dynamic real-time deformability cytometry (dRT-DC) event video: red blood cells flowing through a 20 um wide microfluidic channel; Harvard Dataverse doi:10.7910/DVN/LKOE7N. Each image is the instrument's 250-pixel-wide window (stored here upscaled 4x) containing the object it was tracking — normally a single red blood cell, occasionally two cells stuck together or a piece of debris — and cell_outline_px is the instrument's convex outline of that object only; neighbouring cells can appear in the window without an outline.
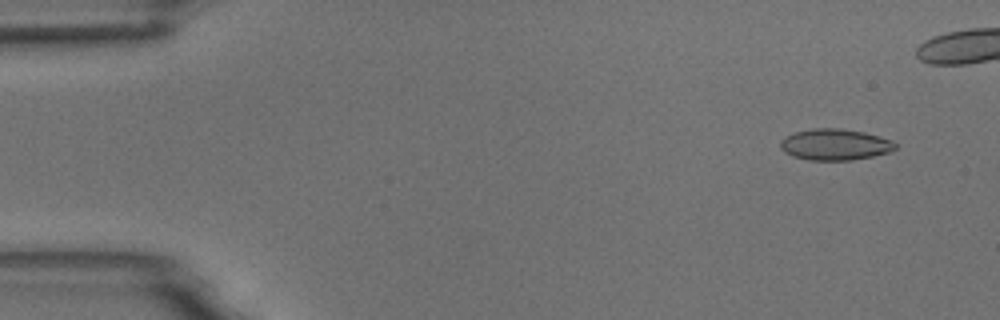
{"species": "common noctule bat (a hibernating species)", "species_latin": "Nyctalus noctula", "temperature_condition": "room temperature", "stored_images_in_passage": 6, "camera_frame_rate_fps": 3000, "um_per_image_px": 0.085, "animal": {"sex": "male", "body_mass_g": 18.8}, "frame": {"image": 1, "passage_image": 1, "time_ms": 0.0, "image_size_px": [1000, 320], "cell_outline_px": [[896, 148], [888, 152], [872, 156], [852, 160], [808, 160], [792, 156], [784, 152], [780, 148], [780, 140], [784, 136], [796, 132], [812, 128], [840, 128], [864, 132], [892, 140], [896, 144]], "centroid_in_image_um": [70.93, 12.28], "position_along_channel_um": 14.1, "area_um2": 20.98}}